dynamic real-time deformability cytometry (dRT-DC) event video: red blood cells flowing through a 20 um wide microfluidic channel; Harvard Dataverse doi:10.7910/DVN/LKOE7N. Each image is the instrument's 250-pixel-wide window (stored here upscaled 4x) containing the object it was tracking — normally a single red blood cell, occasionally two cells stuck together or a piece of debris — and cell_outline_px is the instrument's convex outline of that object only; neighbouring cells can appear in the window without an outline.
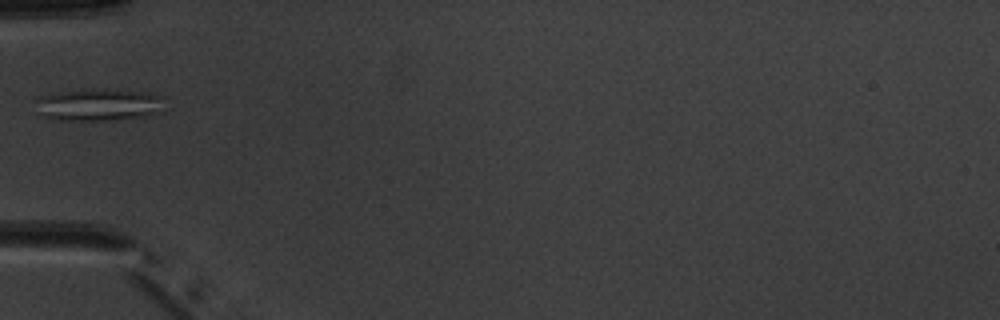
{"species": "common noctule bat (a hibernating species)", "species_latin": "Nyctalus noctula", "temperature_condition": "warm", "stored_images_in_passage": 1, "camera_frame_rate_fps": 3000, "um_per_image_px": 0.085, "animal": {"sex": "male", "body_mass_g": 20.1, "forearm_length_mm": 53.5}, "frame": {"image": 1, "passage_image": 1, "time_ms": 0.0, "image_size_px": [1000, 320], "cell_outline_px": [[164, 96], [160, 112], [144, 116], [116, 120], [52, 120], [44, 116], [36, 100], [40, 96], [60, 92], [148, 92]], "centroid_in_image_um": [8.43, 8.96], "position_along_channel_um": 76.6, "area_um2": 22.83}}